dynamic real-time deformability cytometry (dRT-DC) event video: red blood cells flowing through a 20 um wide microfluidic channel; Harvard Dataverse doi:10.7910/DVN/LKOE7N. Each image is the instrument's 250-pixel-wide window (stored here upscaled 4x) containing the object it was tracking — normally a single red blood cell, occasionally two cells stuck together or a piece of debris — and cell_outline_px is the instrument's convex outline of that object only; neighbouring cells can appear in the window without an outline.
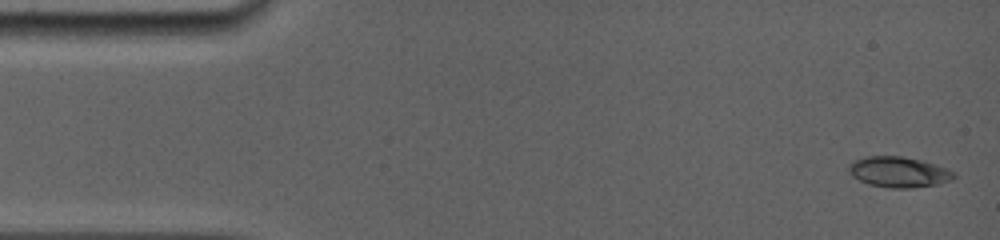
{"species": "common noctule bat (a hibernating species)", "species_latin": "Nyctalus noctula", "temperature_condition": "room temperature", "stored_images_in_passage": 29, "camera_frame_rate_fps": 5000, "um_per_image_px": 0.085, "animal": {"sex": "female", "body_mass_g": 19.0, "forearm_length_mm": 56.7}, "frame": {"image": 1, "passage_image": 1, "time_ms": 0.0, "image_size_px": [1000, 240], "cell_outline_px": [[956, 176], [952, 180], [936, 184], [908, 188], [892, 188], [868, 184], [852, 176], [848, 172], [848, 164], [852, 160], [868, 156], [900, 156], [924, 160], [956, 172]], "centroid_in_image_um": [76.38, 14.61], "position_along_channel_um": 8.6, "area_um2": 18.84}}
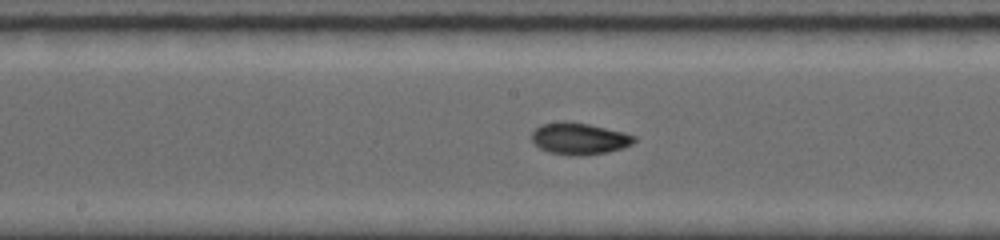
{"frame": {"image": 2, "passage_image": 15, "time_ms": 7.8, "image_size_px": [1000, 240], "cell_outline_px": [[636, 140], [632, 144], [624, 148], [608, 152], [580, 156], [568, 156], [548, 152], [540, 148], [532, 140], [532, 132], [540, 124], [564, 120], [588, 124], [624, 132], [636, 136]], "centroid_in_image_um": [49.24, 11.79], "position_along_channel_um": 199.0, "area_um2": 19.19}}
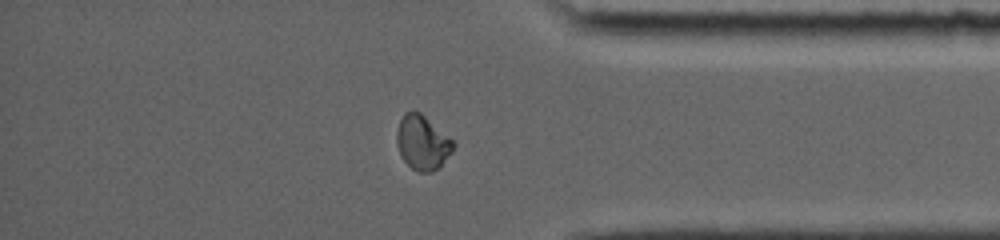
{"frame": {"image": 3, "passage_image": 26, "time_ms": 13.0, "image_size_px": [1000, 240], "cell_outline_px": [[456, 144], [452, 152], [440, 168], [432, 172], [420, 172], [412, 168], [400, 156], [396, 144], [396, 132], [400, 120], [404, 112], [420, 112], [452, 140]], "centroid_in_image_um": [35.9, 12.15], "position_along_channel_um": 399.3, "area_um2": 17.92}, "authors_computed_cell_mechanics": {"area_um2": 17.918, "velocity_mm_per_s": 3.9344, "shape_relaxation_time_tau1_ms": 7.4192, "shape_relaxation_time_tau2_ms": 1.2277, "deformation_change_tau1": 0.2178, "deformation_change_tau2": 0.037}}